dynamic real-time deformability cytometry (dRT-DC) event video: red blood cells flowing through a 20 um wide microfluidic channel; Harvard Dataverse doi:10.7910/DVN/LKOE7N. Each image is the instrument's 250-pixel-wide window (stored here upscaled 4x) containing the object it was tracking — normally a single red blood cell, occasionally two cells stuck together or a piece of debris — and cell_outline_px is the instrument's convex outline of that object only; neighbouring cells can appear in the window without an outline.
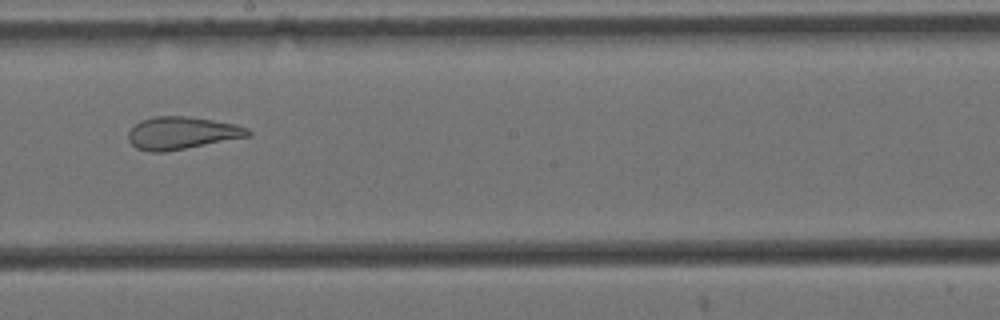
{"species": "Egyptian fruit bat (a non-hibernating species)", "species_latin": "Rousettus aegyptiacus", "temperature_condition": "cold", "stored_images_in_passage": 15, "camera_frame_rate_fps": 3000, "um_per_image_px": 0.085, "animal": {"sex": "female"}, "frame": {"image": 1, "passage_image": 9, "time_ms": 2.667, "image_size_px": [1000, 320], "cell_outline_px": [[252, 136], [164, 152], [148, 152], [136, 148], [128, 140], [128, 132], [140, 120], [156, 116], [184, 116], [212, 120], [236, 124], [248, 128], [252, 132]], "centroid_in_image_um": [15.47, 11.31], "position_along_channel_um": 232.7, "area_um2": 22.72}}
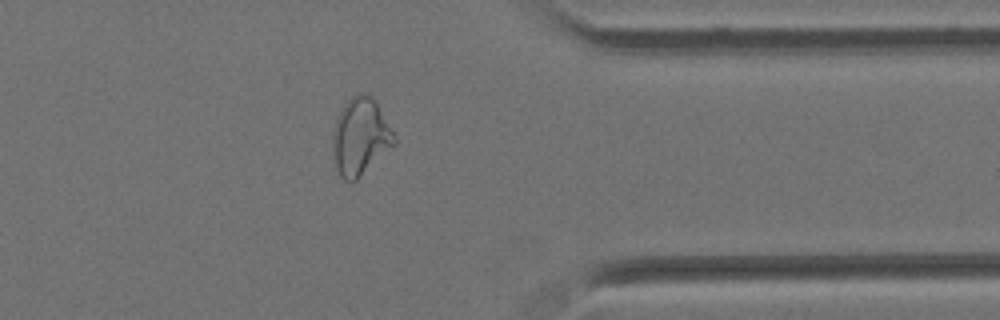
{"frame": {"image": 2, "passage_image": 13, "time_ms": 4.0, "image_size_px": [1000, 320], "cell_outline_px": [[396, 144], [356, 180], [344, 180], [340, 176], [332, 160], [332, 132], [336, 120], [344, 104], [356, 92], [368, 92], [376, 100], [396, 136]], "centroid_in_image_um": [30.63, 11.59], "position_along_channel_um": 380.8, "area_um2": 28.09}}